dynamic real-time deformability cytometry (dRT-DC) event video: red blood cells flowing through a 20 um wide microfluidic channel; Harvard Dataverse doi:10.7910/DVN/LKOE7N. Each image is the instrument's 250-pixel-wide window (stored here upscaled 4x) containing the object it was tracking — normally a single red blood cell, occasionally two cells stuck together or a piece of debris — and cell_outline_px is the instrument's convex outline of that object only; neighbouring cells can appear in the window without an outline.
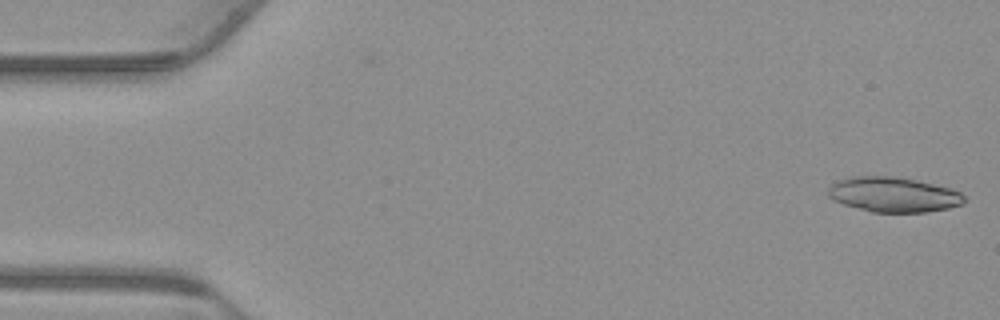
{"species": "common noctule bat (a hibernating species)", "species_latin": "Nyctalus noctula", "temperature_condition": "warm", "stored_images_in_passage": 53, "camera_frame_rate_fps": 3000, "um_per_image_px": 0.085, "animal": {"sex": "male", "body_mass_g": 23.1, "forearm_length_mm": 52.7}, "frame": {"image": 1, "passage_image": 1, "time_ms": 0.0, "image_size_px": [1000, 320], "cell_outline_px": [[968, 200], [964, 204], [948, 208], [928, 212], [872, 212], [844, 204], [832, 200], [828, 196], [828, 188], [836, 180], [848, 176], [892, 176], [916, 180], [952, 188], [960, 192]], "centroid_in_image_um": [75.95, 16.53], "position_along_channel_um": 9.0, "area_um2": 28.03}}
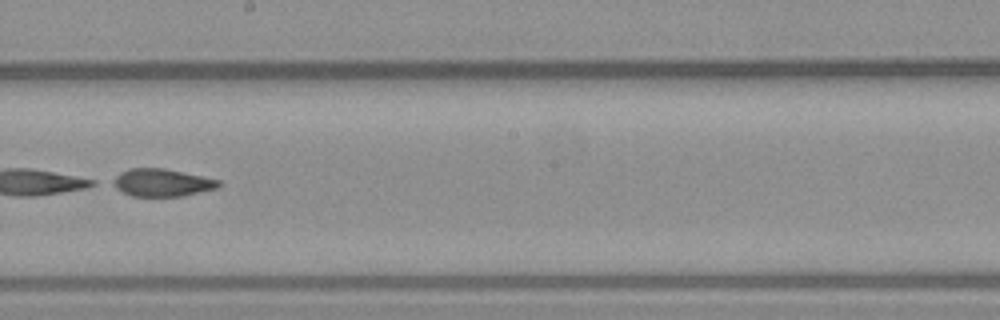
{"frame": {"image": 2, "passage_image": 30, "time_ms": 9.667, "image_size_px": [1000, 320], "cell_outline_px": [[220, 184], [216, 188], [184, 196], [132, 196], [108, 184], [108, 180], [120, 172], [128, 168], [164, 168], [220, 180]], "centroid_in_image_um": [13.67, 15.51], "position_along_channel_um": 234.5, "area_um2": 17.17}, "authors_computed_cell_mechanics": {"area_um2": 28.3798, "velocity_mm_per_s": 3.7621, "shape_relaxation_time_tau1_ms": 1.0683, "shape_relaxation_time_tau2_ms": null, "deformation_change_tau1": 0.2557, "deformation_change_tau2": null}}